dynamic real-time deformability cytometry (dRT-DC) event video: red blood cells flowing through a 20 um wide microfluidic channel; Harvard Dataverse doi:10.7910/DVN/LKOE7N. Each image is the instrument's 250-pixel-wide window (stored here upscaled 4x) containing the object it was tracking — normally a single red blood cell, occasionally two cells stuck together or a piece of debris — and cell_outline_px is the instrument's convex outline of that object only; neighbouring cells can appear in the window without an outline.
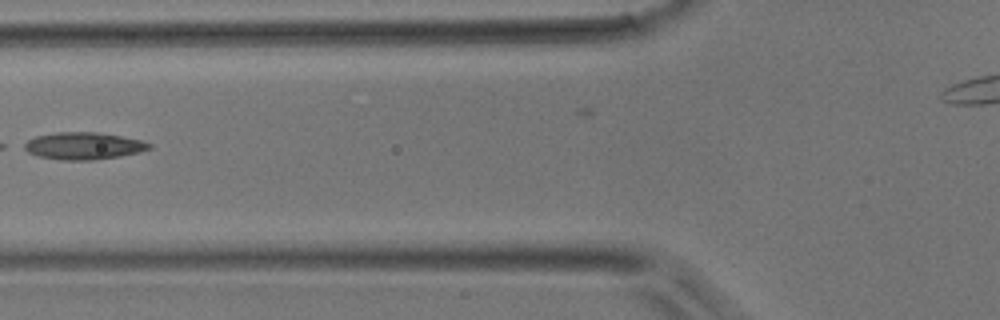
{"species": "common noctule bat (a hibernating species)", "species_latin": "Nyctalus noctula", "temperature_condition": "room temperature", "stored_images_in_passage": 27, "camera_frame_rate_fps": 3000, "um_per_image_px": 0.085, "animal": {"sex": "male", "body_mass_g": 17.9}, "frame": {"image": 1, "passage_image": 3, "time_ms": 0.667, "image_size_px": [1000, 320], "cell_outline_px": [[152, 148], [140, 152], [120, 156], [92, 160], [60, 160], [40, 156], [28, 152], [20, 148], [20, 144], [36, 136], [56, 132], [96, 132], [120, 136], [140, 140], [152, 144]], "centroid_in_image_um": [7.05, 12.4], "position_along_channel_um": 118.7, "area_um2": 19.88}}